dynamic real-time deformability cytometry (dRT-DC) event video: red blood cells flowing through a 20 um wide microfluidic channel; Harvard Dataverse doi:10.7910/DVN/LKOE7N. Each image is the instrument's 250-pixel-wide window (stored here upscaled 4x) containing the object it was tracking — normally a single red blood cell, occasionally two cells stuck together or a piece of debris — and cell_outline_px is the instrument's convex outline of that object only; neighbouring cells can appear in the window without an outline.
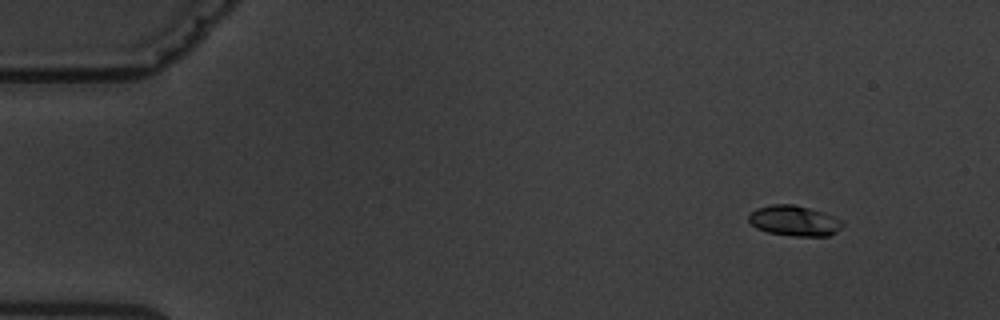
{"species": "common noctule bat (a hibernating species)", "species_latin": "Nyctalus noctula", "temperature_condition": "warm", "stored_images_in_passage": 5, "camera_frame_rate_fps": 3000, "um_per_image_px": 0.085, "animal": {"sex": "male", "body_mass_g": 19.5, "forearm_length_mm": 54.6}, "frame": {"image": 1, "passage_image": 2, "time_ms": 1.333, "image_size_px": [1000, 320], "cell_outline_px": [[844, 224], [836, 232], [828, 236], [792, 236], [768, 232], [756, 228], [748, 220], [748, 216], [756, 208], [772, 204], [792, 204], [824, 212], [840, 220]], "centroid_in_image_um": [67.5, 18.76], "position_along_channel_um": 17.5, "area_um2": 16.53}}
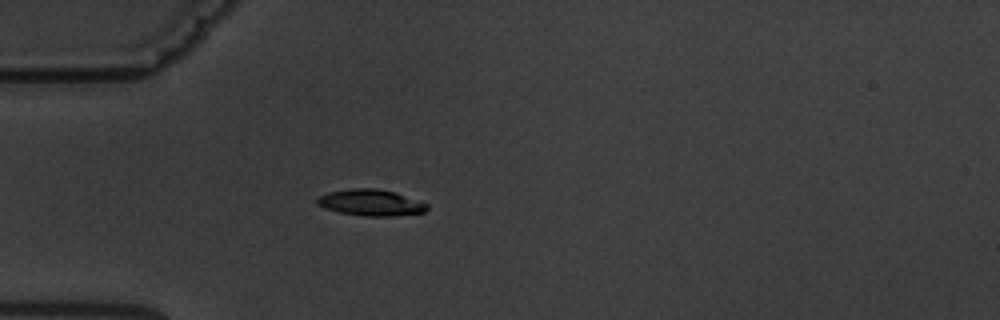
{"frame": {"image": 2, "passage_image": 5, "time_ms": 5.0, "image_size_px": [1000, 320], "cell_outline_px": [[428, 208], [424, 212], [392, 216], [368, 216], [340, 212], [324, 208], [316, 204], [316, 200], [320, 196], [328, 192], [352, 188], [376, 188], [396, 192], [428, 204]], "centroid_in_image_um": [31.51, 17.21], "position_along_channel_um": 53.5, "area_um2": 16.76}}